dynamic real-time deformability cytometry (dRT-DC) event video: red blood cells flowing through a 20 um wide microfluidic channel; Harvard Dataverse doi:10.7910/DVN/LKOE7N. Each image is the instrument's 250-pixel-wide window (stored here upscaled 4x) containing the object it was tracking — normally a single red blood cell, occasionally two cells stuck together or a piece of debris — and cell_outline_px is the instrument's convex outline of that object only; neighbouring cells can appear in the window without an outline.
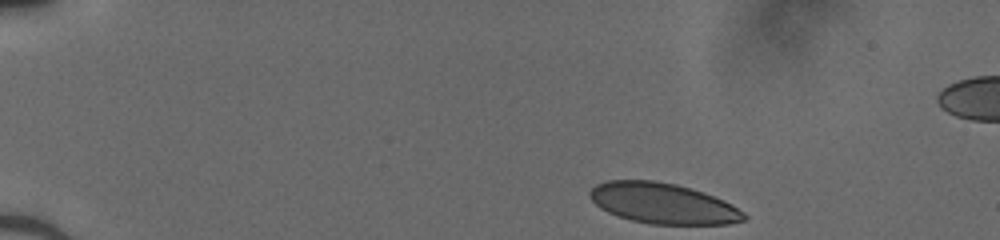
{"species": "human", "species_latin": "Homo sapiens", "temperature_condition": "cold", "stored_images_in_passage": 42, "camera_frame_rate_fps": 3000, "um_per_image_px": 0.085, "donor": {"sex": "male"}, "frame": {"image": 1, "passage_image": 1, "time_ms": 0.0, "image_size_px": [1000, 240], "cell_outline_px": [[748, 216], [744, 220], [728, 224], [648, 224], [616, 216], [600, 208], [588, 196], [588, 192], [596, 184], [608, 180], [656, 180], [676, 184], [692, 188], [704, 192], [724, 200], [732, 204], [744, 212]], "centroid_in_image_um": [56.34, 17.28], "position_along_channel_um": 28.7, "area_um2": 36.76}}
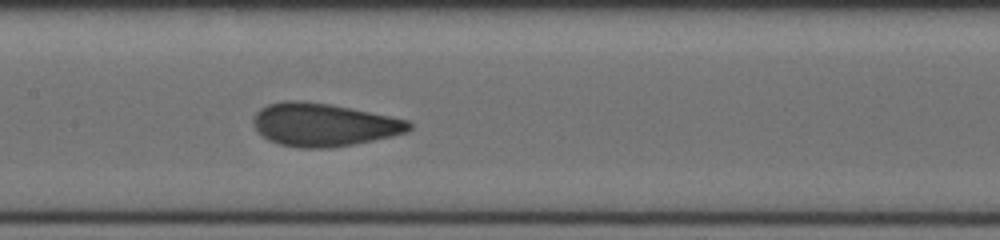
{"frame": {"image": 2, "passage_image": 19, "time_ms": 6.0, "image_size_px": [1000, 240], "cell_outline_px": [[412, 128], [408, 132], [392, 136], [332, 148], [300, 148], [280, 144], [268, 140], [256, 128], [252, 120], [252, 116], [260, 108], [268, 104], [284, 100], [296, 100], [328, 104], [408, 120], [412, 124]], "centroid_in_image_um": [27.48, 10.6], "position_along_channel_um": 179.9, "area_um2": 38.73}}
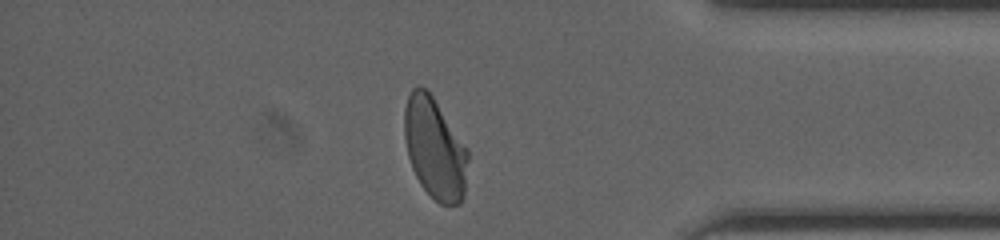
{"frame": {"image": 3, "passage_image": 36, "time_ms": 11.667, "image_size_px": [1000, 240], "cell_outline_px": [[468, 160], [464, 196], [460, 204], [440, 204], [420, 184], [412, 168], [408, 156], [404, 136], [404, 108], [408, 96], [412, 88], [424, 88], [432, 96], [468, 148]], "centroid_in_image_um": [36.96, 12.63], "position_along_channel_um": 398.2, "area_um2": 37.22}}